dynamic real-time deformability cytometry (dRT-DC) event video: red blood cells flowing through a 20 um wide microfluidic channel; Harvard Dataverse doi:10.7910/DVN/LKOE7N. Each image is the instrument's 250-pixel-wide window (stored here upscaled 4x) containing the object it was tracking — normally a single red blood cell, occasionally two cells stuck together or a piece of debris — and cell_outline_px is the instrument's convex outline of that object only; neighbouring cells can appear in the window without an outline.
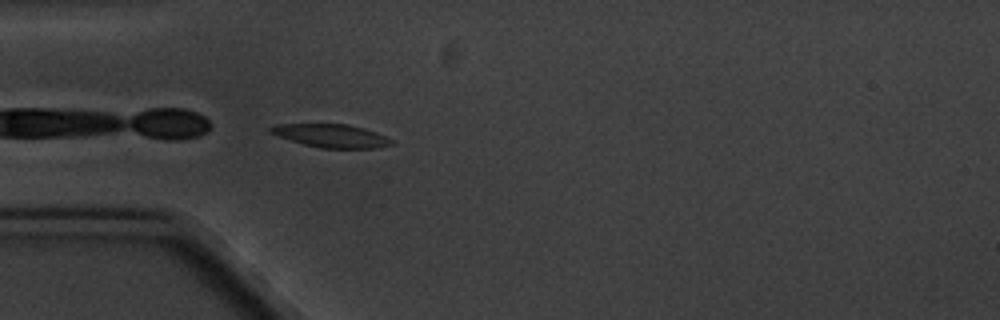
{"species": "common noctule bat (a hibernating species)", "species_latin": "Nyctalus noctula", "temperature_condition": "cold", "stored_images_in_passage": 5, "camera_frame_rate_fps": 3000, "um_per_image_px": 0.085, "animal": {"sex": "male", "body_mass_g": 20.1, "forearm_length_mm": 53.5}, "frame": {"image": 1, "passage_image": 5, "time_ms": 4.667, "image_size_px": [1000, 320], "cell_outline_px": [[396, 144], [380, 148], [320, 148], [304, 144], [276, 136], [268, 132], [268, 128], [276, 124], [348, 124], [364, 128], [376, 132], [392, 140]], "centroid_in_image_um": [28.15, 11.54], "position_along_channel_um": 56.8, "area_um2": 16.53}}